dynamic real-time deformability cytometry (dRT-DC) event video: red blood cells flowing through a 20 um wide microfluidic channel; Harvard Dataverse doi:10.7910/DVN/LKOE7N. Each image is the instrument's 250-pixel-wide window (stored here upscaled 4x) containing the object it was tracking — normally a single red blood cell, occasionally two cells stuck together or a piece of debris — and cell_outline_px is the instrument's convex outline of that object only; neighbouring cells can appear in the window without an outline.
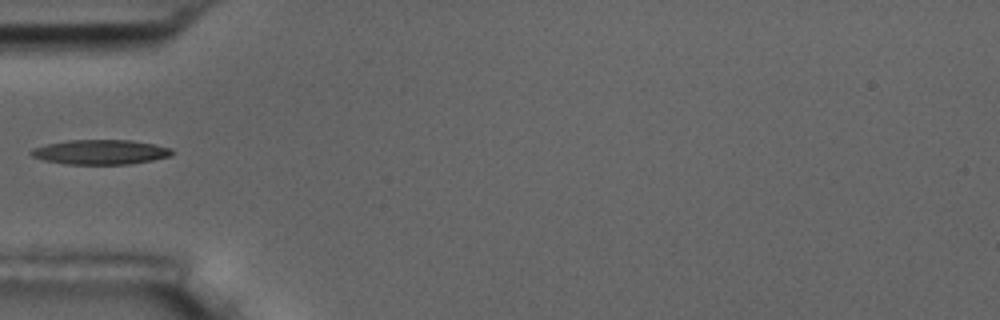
{"species": "common noctule bat (a hibernating species)", "species_latin": "Nyctalus noctula", "temperature_condition": "room temperature", "stored_images_in_passage": 3, "camera_frame_rate_fps": 3000, "um_per_image_px": 0.085, "animal": {"sex": "male", "body_mass_g": 17.5, "forearm_length_mm": 52.3}, "frame": {"image": 1, "passage_image": 2, "time_ms": 1.333, "image_size_px": [1000, 320], "cell_outline_px": [[176, 152], [168, 156], [152, 160], [128, 164], [68, 164], [44, 160], [32, 156], [28, 152], [32, 148], [48, 144], [68, 140], [132, 140], [156, 144], [172, 148]], "centroid_in_image_um": [8.56, 12.92], "position_along_channel_um": 76.4, "area_um2": 20.29}}